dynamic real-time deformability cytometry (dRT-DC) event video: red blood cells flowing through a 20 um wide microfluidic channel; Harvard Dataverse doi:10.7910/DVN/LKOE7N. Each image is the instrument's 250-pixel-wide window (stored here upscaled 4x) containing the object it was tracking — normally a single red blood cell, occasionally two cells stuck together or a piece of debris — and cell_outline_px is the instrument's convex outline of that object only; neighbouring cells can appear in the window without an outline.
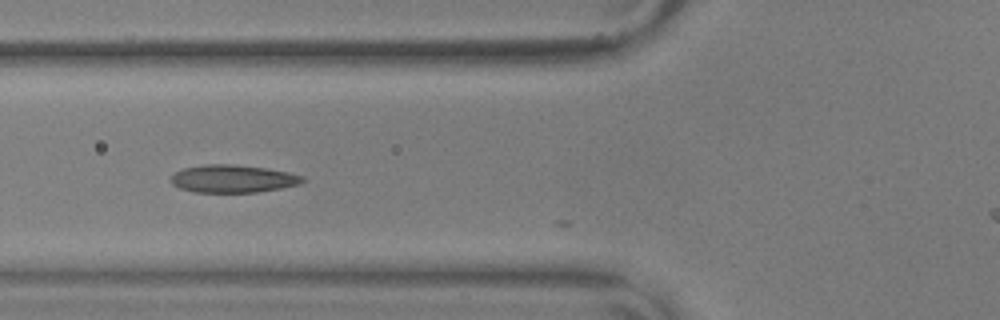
{"species": "common noctule bat (a hibernating species)", "species_latin": "Nyctalus noctula", "temperature_condition": "warm", "stored_images_in_passage": 13, "camera_frame_rate_fps": 3000, "um_per_image_px": 0.085, "animal": {"sex": "male", "body_mass_g": 17.9, "forearm_length_mm": 54.2}, "frame": {"image": 1, "passage_image": 12, "time_ms": 3.667, "image_size_px": [1000, 320], "cell_outline_px": [[304, 180], [300, 184], [280, 188], [256, 192], [196, 192], [180, 188], [172, 184], [168, 180], [176, 172], [184, 168], [204, 164], [232, 164], [264, 168], [288, 172], [304, 176]], "centroid_in_image_um": [19.77, 15.19], "position_along_channel_um": 106.0, "area_um2": 21.15}}